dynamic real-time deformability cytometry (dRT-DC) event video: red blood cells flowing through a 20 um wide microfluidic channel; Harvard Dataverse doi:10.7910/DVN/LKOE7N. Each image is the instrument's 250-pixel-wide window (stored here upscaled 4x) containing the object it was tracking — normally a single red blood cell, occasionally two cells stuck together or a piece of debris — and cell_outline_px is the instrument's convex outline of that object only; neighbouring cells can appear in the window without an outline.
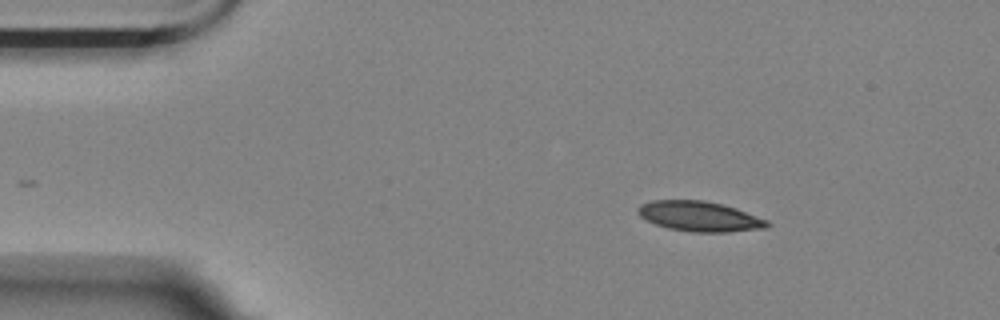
{"species": "Egyptian fruit bat (a non-hibernating species)", "species_latin": "Rousettus aegyptiacus", "temperature_condition": "room temperature", "stored_images_in_passage": 2, "camera_frame_rate_fps": 3000, "um_per_image_px": 0.085, "animal": {"sex": "female"}, "frame": {"image": 1, "passage_image": 1, "time_ms": 0.0, "image_size_px": [1000, 320], "cell_outline_px": [[772, 224], [768, 228], [728, 232], [692, 232], [668, 228], [656, 224], [640, 216], [636, 208], [640, 204], [652, 200], [704, 200], [724, 204], [736, 208], [768, 220]], "centroid_in_image_um": [59.5, 18.39], "position_along_channel_um": 25.5, "area_um2": 22.83}}